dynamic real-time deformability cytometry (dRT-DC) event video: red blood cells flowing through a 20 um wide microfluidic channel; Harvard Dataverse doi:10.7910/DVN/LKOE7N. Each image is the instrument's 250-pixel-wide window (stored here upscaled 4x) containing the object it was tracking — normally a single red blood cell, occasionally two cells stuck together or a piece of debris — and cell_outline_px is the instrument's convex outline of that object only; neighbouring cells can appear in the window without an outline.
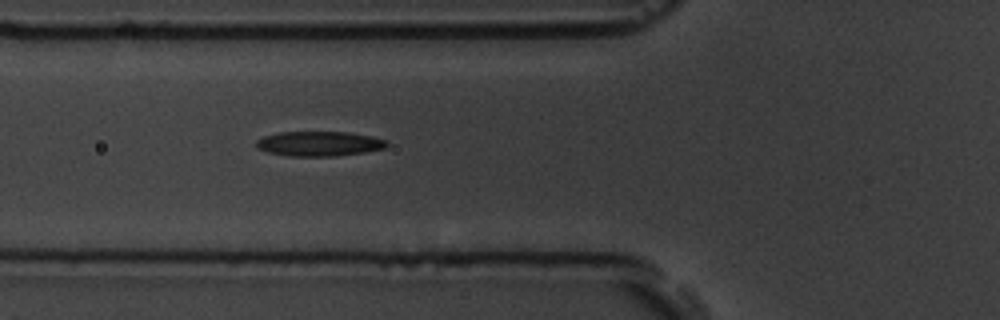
{"species": "common noctule bat (a hibernating species)", "species_latin": "Nyctalus noctula", "temperature_condition": "room temperature", "stored_images_in_passage": 2, "camera_frame_rate_fps": 3000, "um_per_image_px": 0.085, "animal": {"sex": "male", "body_mass_g": 19.5, "forearm_length_mm": 54.6}, "frame": {"image": 1, "passage_image": 2, "time_ms": 1.0, "image_size_px": [1000, 320], "cell_outline_px": [[388, 144], [384, 148], [364, 152], [332, 156], [288, 156], [268, 152], [256, 148], [256, 140], [264, 136], [280, 132], [348, 132], [372, 136], [384, 140]], "centroid_in_image_um": [27.09, 12.21], "position_along_channel_um": 98.7, "area_um2": 18.73}}